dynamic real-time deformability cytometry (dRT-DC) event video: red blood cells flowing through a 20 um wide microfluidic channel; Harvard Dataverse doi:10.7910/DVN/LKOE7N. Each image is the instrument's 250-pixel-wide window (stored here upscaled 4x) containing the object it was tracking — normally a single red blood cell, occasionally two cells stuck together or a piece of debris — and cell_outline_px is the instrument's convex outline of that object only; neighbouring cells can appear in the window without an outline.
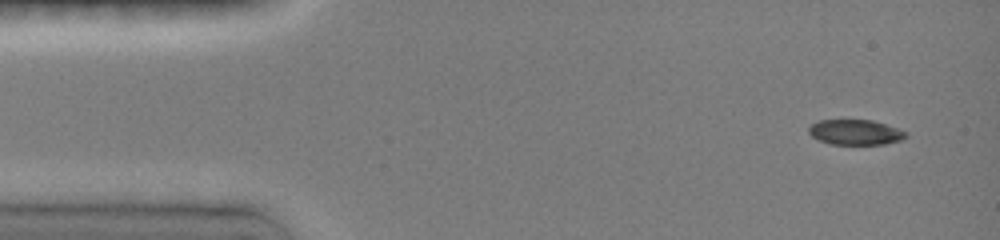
{"species": "common noctule bat (a hibernating species)", "species_latin": "Nyctalus noctula", "temperature_condition": "room temperature", "stored_images_in_passage": 4, "camera_frame_rate_fps": 3000, "um_per_image_px": 0.085, "animal": {"sex": "female", "body_mass_g": 19.0, "forearm_length_mm": 51.5}, "frame": {"image": 1, "passage_image": 1, "time_ms": 0.0, "image_size_px": [1000, 240], "cell_outline_px": [[908, 136], [900, 140], [884, 144], [832, 144], [820, 140], [812, 136], [808, 132], [808, 128], [812, 124], [820, 120], [872, 120], [908, 132]], "centroid_in_image_um": [72.71, 11.24], "position_along_channel_um": 12.3, "area_um2": 14.1}}
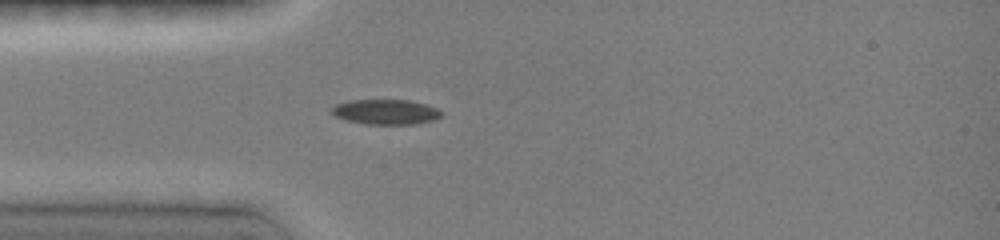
{"frame": {"image": 2, "passage_image": 4, "time_ms": 3.333, "image_size_px": [1000, 240], "cell_outline_px": [[444, 112], [440, 116], [432, 120], [420, 124], [364, 124], [344, 120], [332, 116], [332, 108], [336, 104], [348, 100], [408, 100], [440, 108]], "centroid_in_image_um": [32.78, 9.52], "position_along_channel_um": 52.2, "area_um2": 16.24}}